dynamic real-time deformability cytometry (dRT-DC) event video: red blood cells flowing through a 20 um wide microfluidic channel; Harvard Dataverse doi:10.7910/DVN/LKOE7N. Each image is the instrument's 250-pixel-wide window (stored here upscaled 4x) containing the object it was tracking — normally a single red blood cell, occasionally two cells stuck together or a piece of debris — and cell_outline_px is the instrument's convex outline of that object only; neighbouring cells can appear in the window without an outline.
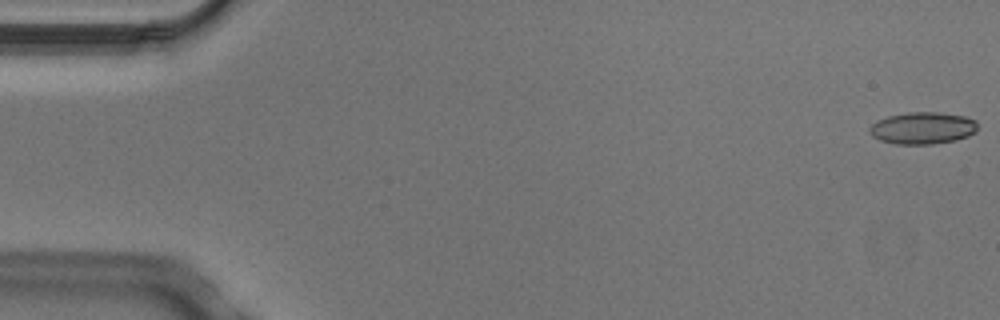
{"species": "Egyptian fruit bat (a non-hibernating species)", "species_latin": "Rousettus aegyptiacus", "temperature_condition": "cold", "stored_images_in_passage": 4, "camera_frame_rate_fps": 3000, "um_per_image_px": 0.085, "animal": {"sex": "male"}, "frame": {"image": 1, "passage_image": 1, "time_ms": 0.0, "image_size_px": [1000, 320], "cell_outline_px": [[976, 132], [968, 136], [956, 140], [932, 144], [896, 144], [880, 140], [872, 136], [868, 128], [876, 120], [888, 116], [908, 112], [940, 112], [964, 116], [976, 120]], "centroid_in_image_um": [78.41, 10.88], "position_along_channel_um": 6.6, "area_um2": 20.23}}